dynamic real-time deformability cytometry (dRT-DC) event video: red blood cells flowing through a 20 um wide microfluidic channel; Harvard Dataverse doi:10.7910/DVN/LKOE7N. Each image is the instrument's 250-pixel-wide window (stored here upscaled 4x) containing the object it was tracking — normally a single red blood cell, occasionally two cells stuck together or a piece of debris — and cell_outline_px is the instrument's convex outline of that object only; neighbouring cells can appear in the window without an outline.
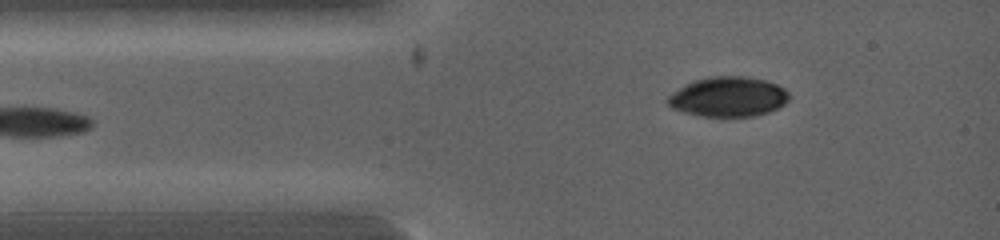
{"species": "common noctule bat (a hibernating species)", "species_latin": "Nyctalus noctula", "temperature_condition": "warm", "stored_images_in_passage": 5, "camera_frame_rate_fps": 5000, "um_per_image_px": 0.085, "animal": {"sex": "female", "body_mass_g": 19.0, "forearm_length_mm": 53.3}, "frame": {"image": 1, "passage_image": 3, "time_ms": 1.0, "image_size_px": [1000, 240], "cell_outline_px": [[788, 100], [784, 104], [768, 112], [756, 116], [728, 120], [720, 120], [696, 116], [672, 108], [664, 100], [672, 92], [684, 84], [692, 80], [708, 76], [744, 76], [764, 80], [776, 84], [784, 88], [788, 92]], "centroid_in_image_um": [61.84, 8.28], "position_along_channel_um": 23.2, "area_um2": 29.36}}
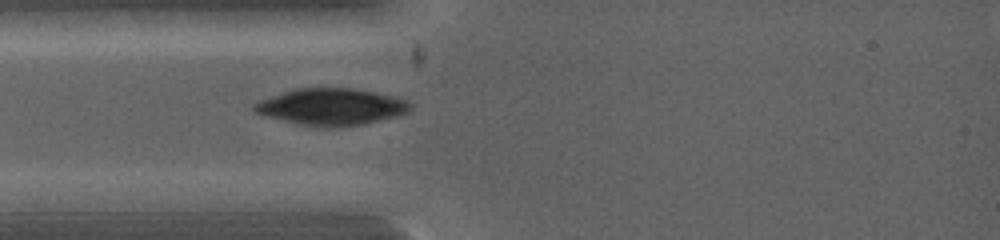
{"frame": {"image": 2, "passage_image": 5, "time_ms": 2.0, "image_size_px": [1000, 240], "cell_outline_px": [[412, 108], [408, 112], [396, 116], [364, 124], [328, 128], [300, 124], [264, 116], [256, 112], [252, 108], [252, 104], [260, 100], [296, 88], [352, 88], [392, 96], [408, 100], [412, 104]], "centroid_in_image_um": [28.17, 9.08], "position_along_channel_um": 56.8, "area_um2": 33.23}}